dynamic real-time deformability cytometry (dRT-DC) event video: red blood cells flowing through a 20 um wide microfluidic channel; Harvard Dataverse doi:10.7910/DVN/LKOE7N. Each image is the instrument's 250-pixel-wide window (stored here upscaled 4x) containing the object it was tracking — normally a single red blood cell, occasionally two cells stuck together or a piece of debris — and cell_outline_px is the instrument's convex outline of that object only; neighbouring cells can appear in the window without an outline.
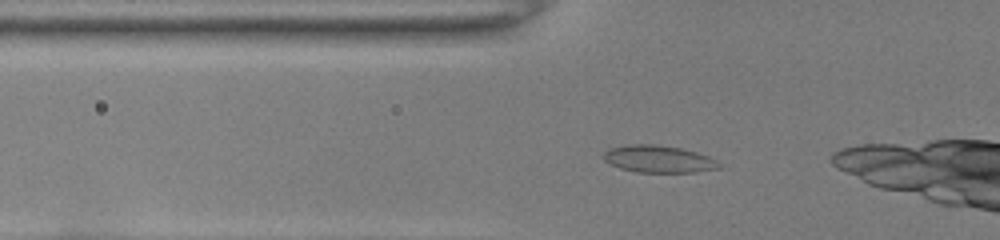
{"species": "common noctule bat (a hibernating species)", "species_latin": "Nyctalus noctula", "temperature_condition": "room temperature", "stored_images_in_passage": 14, "camera_frame_rate_fps": 3000, "um_per_image_px": 0.085, "animal": {"sex": "female", "body_mass_g": 22.0, "forearm_length_mm": 56.7}, "frame": {"image": 1, "passage_image": 2, "time_ms": 0.333, "image_size_px": [1000, 240], "cell_outline_px": [[724, 164], [720, 168], [696, 172], [636, 172], [620, 168], [608, 164], [600, 156], [608, 148], [628, 144], [656, 144], [680, 148], [696, 152], [708, 156]], "centroid_in_image_um": [55.95, 13.51], "position_along_channel_um": 69.9, "area_um2": 18.61}}
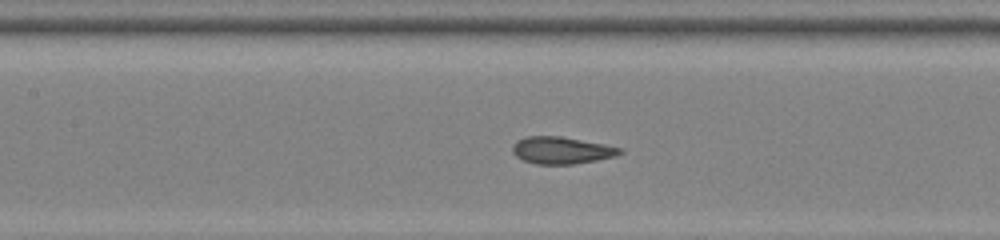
{"frame": {"image": 2, "passage_image": 9, "time_ms": 2.667, "image_size_px": [1000, 240], "cell_outline_px": [[624, 152], [616, 156], [576, 164], [536, 164], [524, 160], [516, 156], [512, 152], [512, 144], [516, 140], [528, 136], [560, 136], [604, 144], [624, 148]], "centroid_in_image_um": [47.74, 12.77], "position_along_channel_um": 159.7, "area_um2": 17.05}}
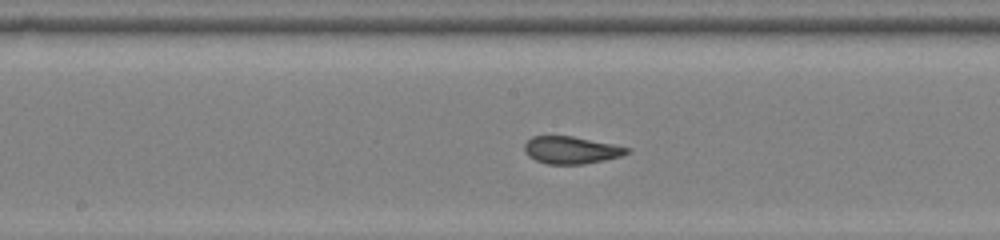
{"frame": {"image": 3, "passage_image": 12, "time_ms": 3.667, "image_size_px": [1000, 240], "cell_outline_px": [[632, 152], [620, 156], [604, 160], [584, 164], [548, 164], [536, 160], [528, 156], [524, 152], [524, 144], [532, 136], [572, 136], [632, 148]], "centroid_in_image_um": [48.56, 12.76], "position_along_channel_um": 199.6, "area_um2": 16.36}}